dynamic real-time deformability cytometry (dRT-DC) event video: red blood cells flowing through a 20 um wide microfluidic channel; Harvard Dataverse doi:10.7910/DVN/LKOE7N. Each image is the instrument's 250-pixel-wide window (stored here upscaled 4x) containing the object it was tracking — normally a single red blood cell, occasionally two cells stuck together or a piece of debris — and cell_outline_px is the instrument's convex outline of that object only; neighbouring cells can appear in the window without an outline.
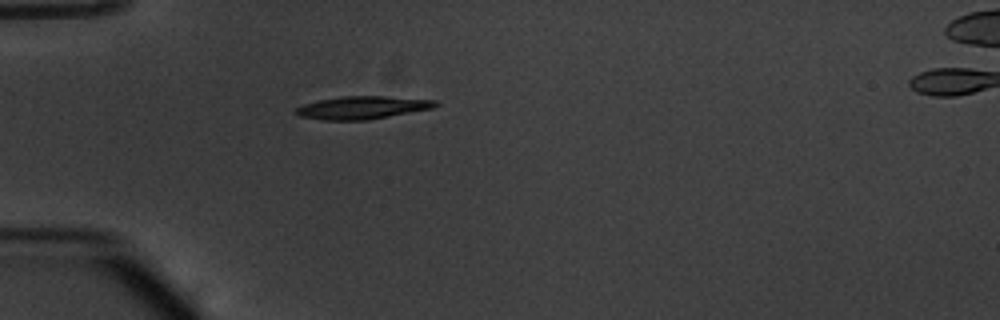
{"species": "common noctule bat (a hibernating species)", "species_latin": "Nyctalus noctula", "temperature_condition": "warm", "stored_images_in_passage": 38, "camera_frame_rate_fps": 3000, "um_per_image_px": 0.085, "animal": {"sex": "male", "body_mass_g": 20.1, "forearm_length_mm": 53.5}, "frame": {"image": 1, "passage_image": 1, "time_ms": 0.0, "image_size_px": [1000, 320], "cell_outline_px": [[440, 104], [432, 108], [368, 120], [324, 120], [300, 116], [292, 112], [296, 108], [304, 104], [320, 100], [344, 96], [384, 96], [436, 100]], "centroid_in_image_um": [30.79, 9.15], "position_along_channel_um": 54.2, "area_um2": 18.44}}
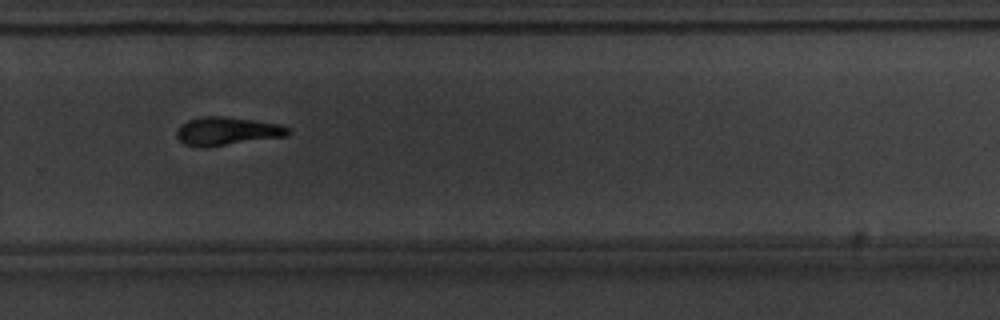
{"frame": {"image": 2, "passage_image": 22, "time_ms": 7.0, "image_size_px": [1000, 320], "cell_outline_px": [[292, 132], [288, 136], [204, 148], [184, 144], [176, 136], [176, 132], [188, 120], [204, 116], [220, 116], [252, 120], [280, 124], [288, 128]], "centroid_in_image_um": [19.33, 11.16], "position_along_channel_um": 310.5, "area_um2": 18.26}}
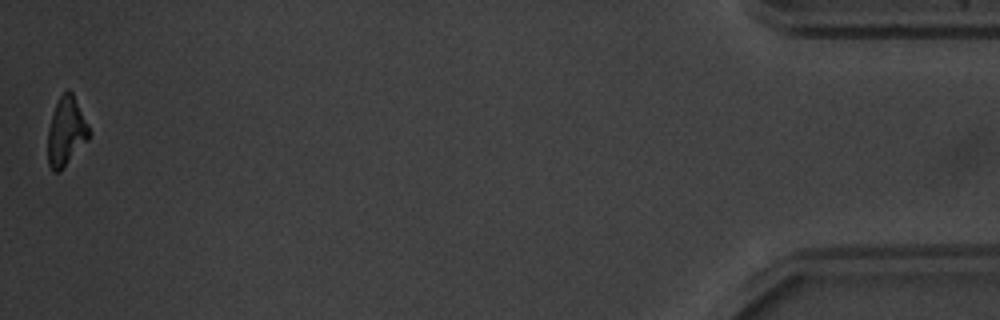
{"frame": {"image": 3, "passage_image": 38, "time_ms": 12.333, "image_size_px": [1000, 320], "cell_outline_px": [[92, 132], [88, 140], [60, 172], [52, 172], [48, 164], [48, 128], [56, 104], [60, 96], [68, 88], [72, 92]], "centroid_in_image_um": [5.63, 11.21], "position_along_channel_um": 429.6, "area_um2": 16.59}, "authors_computed_cell_mechanics": {"area_um2": 18.4093, "velocity_mm_per_s": 3.8246, "shape_relaxation_time_tau1_ms": 3.2348, "shape_relaxation_time_tau2_ms": 8.5834, "deformation_change_tau1": 0.1645, "deformation_change_tau2": 0.1923}}